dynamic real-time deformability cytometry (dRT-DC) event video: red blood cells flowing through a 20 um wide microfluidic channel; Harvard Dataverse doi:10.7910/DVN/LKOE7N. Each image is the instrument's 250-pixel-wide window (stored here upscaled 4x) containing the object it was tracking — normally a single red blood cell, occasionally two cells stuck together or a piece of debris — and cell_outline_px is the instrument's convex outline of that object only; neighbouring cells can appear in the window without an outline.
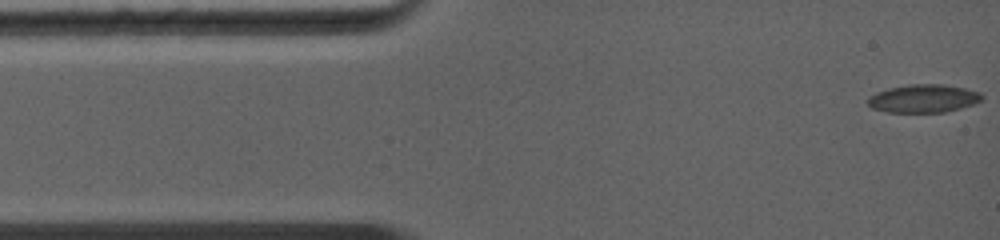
{"species": "common noctule bat (a hibernating species)", "species_latin": "Nyctalus noctula", "temperature_condition": "warm", "stored_images_in_passage": 51, "camera_frame_rate_fps": 5000, "um_per_image_px": 0.085, "animal": {"sex": "female", "body_mass_g": 19.0, "forearm_length_mm": 56.7}, "frame": {"image": 1, "passage_image": 1, "time_ms": 0.0, "image_size_px": [1000, 240], "cell_outline_px": [[984, 96], [980, 100], [972, 104], [960, 108], [944, 112], [888, 112], [872, 108], [864, 100], [868, 96], [876, 92], [888, 88], [912, 84], [944, 84], [964, 88], [980, 92]], "centroid_in_image_um": [78.45, 8.37], "position_along_channel_um": 6.6, "area_um2": 18.73}}
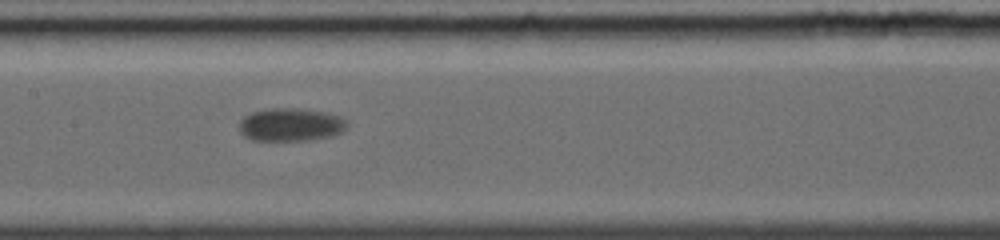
{"frame": {"image": 2, "passage_image": 22, "time_ms": 6.0, "image_size_px": [1000, 240], "cell_outline_px": [[348, 128], [332, 136], [308, 140], [252, 140], [244, 136], [240, 132], [240, 120], [244, 116], [252, 112], [272, 108], [300, 108], [324, 112], [340, 116], [348, 120]], "centroid_in_image_um": [24.74, 10.59], "position_along_channel_um": 182.7, "area_um2": 20.87}}
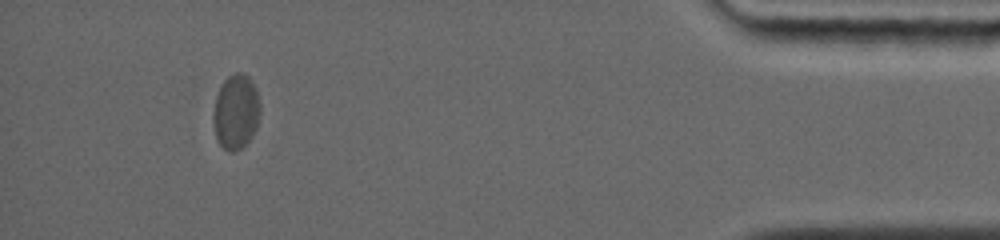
{"frame": {"image": 3, "passage_image": 44, "time_ms": 13.2, "image_size_px": [1000, 240], "cell_outline_px": [[260, 112], [256, 128], [252, 136], [236, 152], [228, 152], [220, 144], [216, 136], [212, 116], [216, 96], [224, 80], [228, 76], [236, 72], [240, 72], [248, 76], [252, 80], [256, 88], [260, 104]], "centroid_in_image_um": [20.06, 9.49], "position_along_channel_um": 415.1, "area_um2": 20.46}, "authors_computed_cell_mechanics": {"area_um2": 19.9988, "velocity_mm_per_s": 4.2304, "shape_relaxation_time_tau1_ms": 1.2984, "shape_relaxation_time_tau2_ms": null, "deformation_change_tau1": 0.0452, "deformation_change_tau2": null}}